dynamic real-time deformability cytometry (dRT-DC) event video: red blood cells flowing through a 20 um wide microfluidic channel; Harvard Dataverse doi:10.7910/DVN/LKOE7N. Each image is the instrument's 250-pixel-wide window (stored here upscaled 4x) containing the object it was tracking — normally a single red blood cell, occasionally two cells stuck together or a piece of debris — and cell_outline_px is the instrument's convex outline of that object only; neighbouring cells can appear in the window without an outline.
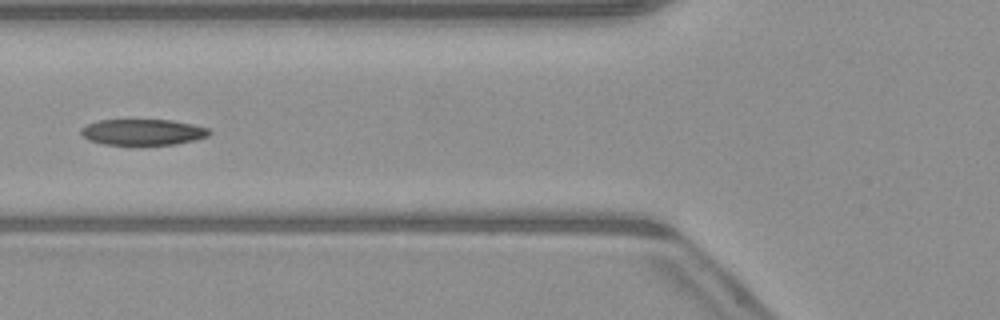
{"species": "common noctule bat (a hibernating species)", "species_latin": "Nyctalus noctula", "temperature_condition": "warm", "stored_images_in_passage": 5, "camera_frame_rate_fps": 3000, "um_per_image_px": 0.085, "animal": {"sex": "male", "body_mass_g": 23.1, "forearm_length_mm": 52.7}, "frame": {"image": 1, "passage_image": 4, "time_ms": 5.0, "image_size_px": [1000, 320], "cell_outline_px": [[212, 132], [208, 136], [196, 140], [176, 144], [104, 144], [88, 140], [80, 132], [80, 128], [88, 124], [100, 120], [172, 120], [192, 124], [208, 128]], "centroid_in_image_um": [12.16, 11.22], "position_along_channel_um": 113.6, "area_um2": 19.31}}
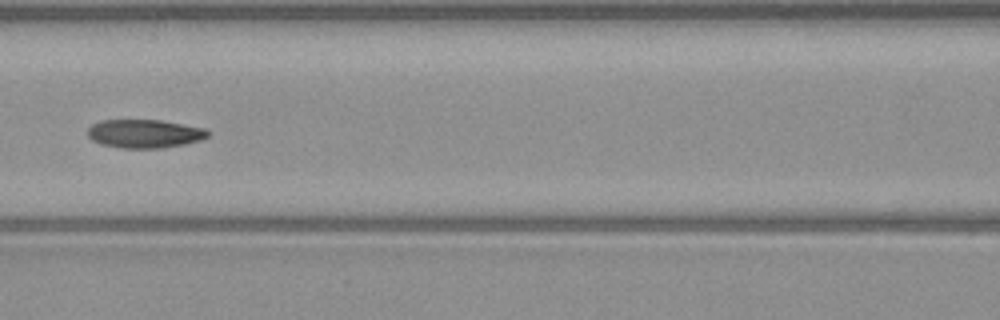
{"frame": {"image": 2, "passage_image": 5, "time_ms": 6.0, "image_size_px": [1000, 320], "cell_outline_px": [[208, 136], [200, 140], [184, 144], [160, 148], [120, 148], [100, 144], [92, 140], [88, 136], [88, 128], [92, 124], [100, 120], [160, 120], [208, 128]], "centroid_in_image_um": [12.28, 11.36], "position_along_channel_um": 154.3, "area_um2": 20.06}}